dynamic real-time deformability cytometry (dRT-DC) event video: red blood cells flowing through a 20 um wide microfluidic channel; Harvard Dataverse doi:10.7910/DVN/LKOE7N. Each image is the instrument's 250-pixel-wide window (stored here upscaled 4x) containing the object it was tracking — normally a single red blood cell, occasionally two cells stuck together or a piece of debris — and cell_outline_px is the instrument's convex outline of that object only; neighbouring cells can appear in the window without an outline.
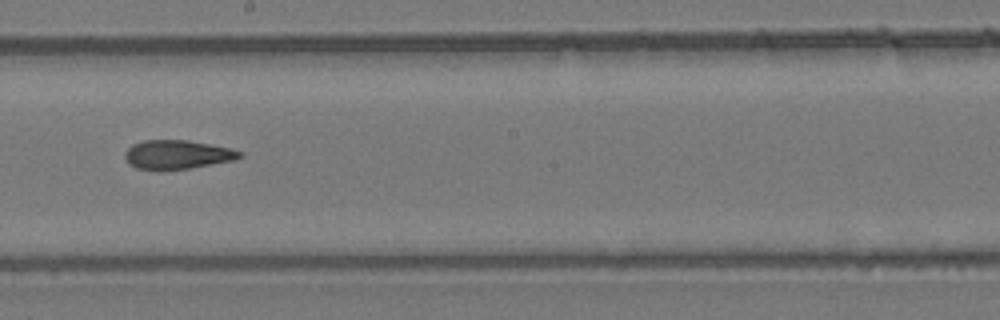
{"species": "common noctule bat (a hibernating species)", "species_latin": "Nyctalus noctula", "temperature_condition": "room temperature", "stored_images_in_passage": 5, "camera_frame_rate_fps": 3000, "um_per_image_px": 0.085, "animal": {"sex": "female", "body_mass_g": 24.6, "forearm_length_mm": 56.2}, "frame": {"image": 1, "passage_image": 5, "time_ms": 5.333, "image_size_px": [1000, 320], "cell_outline_px": [[244, 156], [232, 160], [188, 168], [136, 168], [128, 164], [124, 156], [124, 152], [132, 144], [144, 140], [188, 140], [228, 148], [244, 152]], "centroid_in_image_um": [15.05, 13.11], "position_along_channel_um": 233.2, "area_um2": 18.84}}